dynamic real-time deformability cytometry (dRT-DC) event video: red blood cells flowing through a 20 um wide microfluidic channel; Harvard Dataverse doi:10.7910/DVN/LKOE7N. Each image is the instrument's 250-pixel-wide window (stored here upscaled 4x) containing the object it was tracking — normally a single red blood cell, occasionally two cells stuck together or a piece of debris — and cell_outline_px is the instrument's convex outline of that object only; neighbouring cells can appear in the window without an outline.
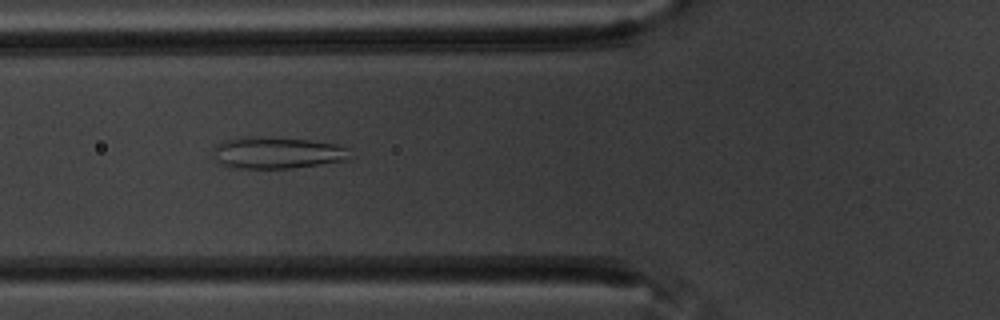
{"species": "common noctule bat (a hibernating species)", "species_latin": "Nyctalus noctula", "temperature_condition": "warm", "stored_images_in_passage": 44, "camera_frame_rate_fps": 3000, "um_per_image_px": 0.085, "animal": {"sex": "male", "body_mass_g": 20.1, "forearm_length_mm": 53.5}, "frame": {"image": 1, "passage_image": 8, "time_ms": 2.333, "image_size_px": [1000, 320], "cell_outline_px": [[352, 156], [344, 160], [292, 168], [236, 168], [220, 164], [212, 156], [212, 148], [216, 144], [224, 140], [308, 140], [336, 144], [352, 148]], "centroid_in_image_um": [23.6, 13.04], "position_along_channel_um": 102.2, "area_um2": 24.16}}
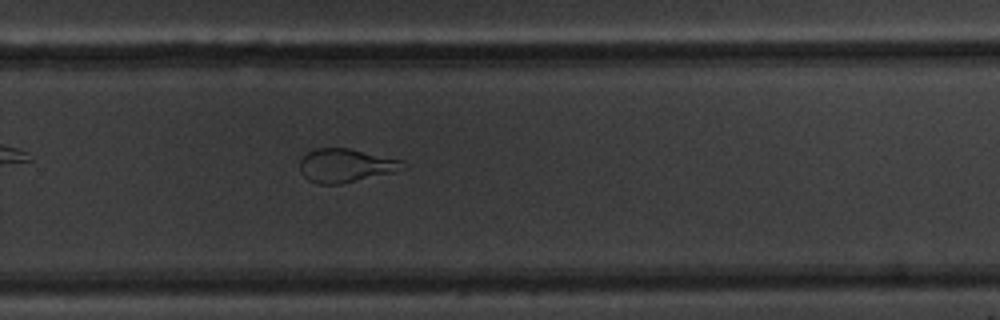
{"frame": {"image": 2, "passage_image": 25, "time_ms": 8.0, "image_size_px": [1000, 320], "cell_outline_px": [[408, 168], [392, 172], [340, 184], [320, 184], [308, 180], [300, 172], [300, 160], [308, 152], [316, 148], [348, 148], [404, 160], [408, 164]], "centroid_in_image_um": [29.42, 14.06], "position_along_channel_um": 300.4, "area_um2": 20.17}}
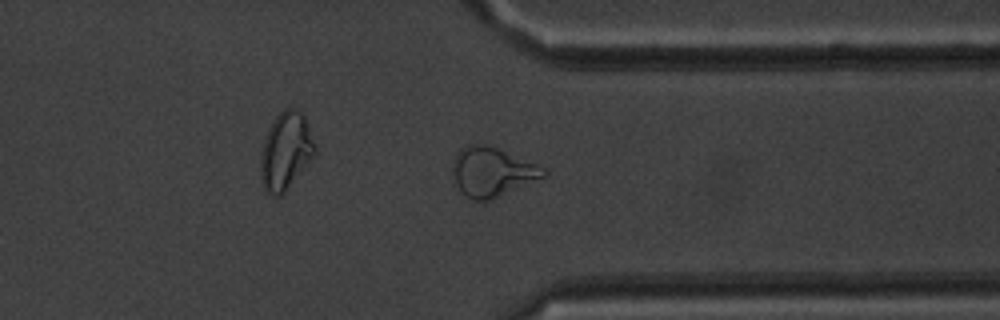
{"frame": {"image": 3, "passage_image": 31, "time_ms": 10.0, "image_size_px": [1000, 320], "cell_outline_px": [[548, 176], [488, 200], [472, 200], [464, 196], [460, 192], [456, 184], [452, 172], [452, 164], [456, 152], [460, 148], [468, 144], [484, 144], [496, 148], [536, 164], [544, 168], [548, 172]], "centroid_in_image_um": [41.79, 14.61], "position_along_channel_um": 369.6, "area_um2": 26.01}, "authors_computed_cell_mechanics": {"area_um2": 24.0159, "velocity_mm_per_s": 3.5044, "shape_relaxation_time_tau1_ms": null, "shape_relaxation_time_tau2_ms": 1.167, "deformation_change_tau1": null, "deformation_change_tau2": 0.101}}